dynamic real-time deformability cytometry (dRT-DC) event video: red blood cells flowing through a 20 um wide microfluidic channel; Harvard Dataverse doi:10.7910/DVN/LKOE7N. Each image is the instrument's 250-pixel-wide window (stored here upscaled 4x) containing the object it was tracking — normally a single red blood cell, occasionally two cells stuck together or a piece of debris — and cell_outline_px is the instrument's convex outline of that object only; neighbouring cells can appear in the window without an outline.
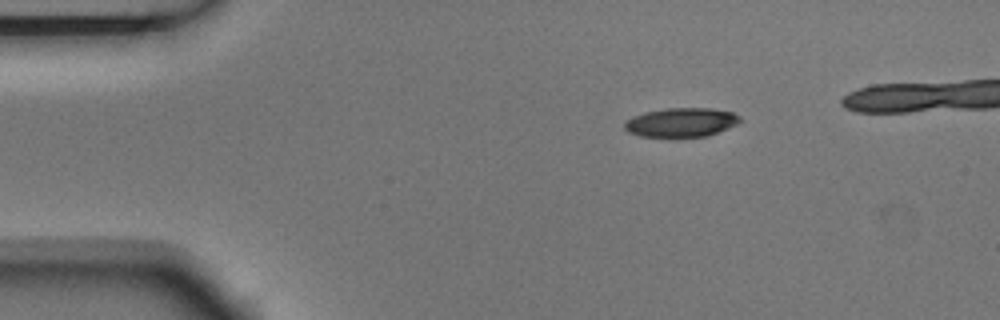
{"species": "Egyptian fruit bat (a non-hibernating species)", "species_latin": "Rousettus aegyptiacus", "temperature_condition": "room temperature", "stored_images_in_passage": 3, "camera_frame_rate_fps": 3000, "um_per_image_px": 0.085, "animal": {"sex": "male"}, "frame": {"image": 1, "passage_image": 1, "time_ms": 0.0, "image_size_px": [1000, 320], "cell_outline_px": [[744, 120], [728, 128], [708, 136], [676, 140], [672, 140], [640, 136], [628, 132], [624, 128], [624, 120], [632, 116], [644, 112], [668, 108], [708, 108], [732, 112], [740, 116]], "centroid_in_image_um": [57.86, 10.45], "position_along_channel_um": 27.1, "area_um2": 20.58}}